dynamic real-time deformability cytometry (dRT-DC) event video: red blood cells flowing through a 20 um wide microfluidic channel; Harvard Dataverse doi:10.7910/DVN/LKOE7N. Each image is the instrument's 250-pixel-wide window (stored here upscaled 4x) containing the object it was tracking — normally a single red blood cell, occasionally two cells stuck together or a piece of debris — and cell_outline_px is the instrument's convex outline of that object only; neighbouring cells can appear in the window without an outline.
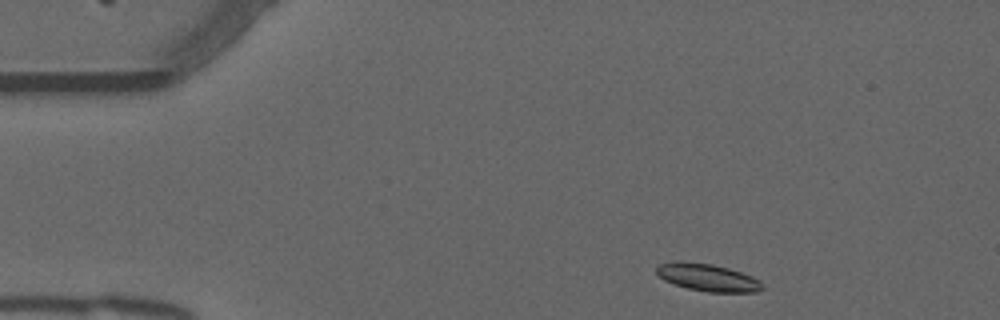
{"species": "common noctule bat (a hibernating species)", "species_latin": "Nyctalus noctula", "temperature_condition": "warm", "stored_images_in_passage": 48, "camera_frame_rate_fps": 3000, "um_per_image_px": 0.085, "animal": {"sex": "male", "forearm_length_mm": 52.5}, "frame": {"image": 1, "passage_image": 2, "time_ms": 0.333, "image_size_px": [1000, 320], "cell_outline_px": [[764, 288], [756, 292], [708, 292], [688, 288], [664, 280], [656, 272], [656, 268], [660, 264], [676, 260], [680, 260], [712, 264], [728, 268], [752, 276], [760, 280], [764, 284]], "centroid_in_image_um": [60.17, 23.57], "position_along_channel_um": 24.8, "area_um2": 16.94}}
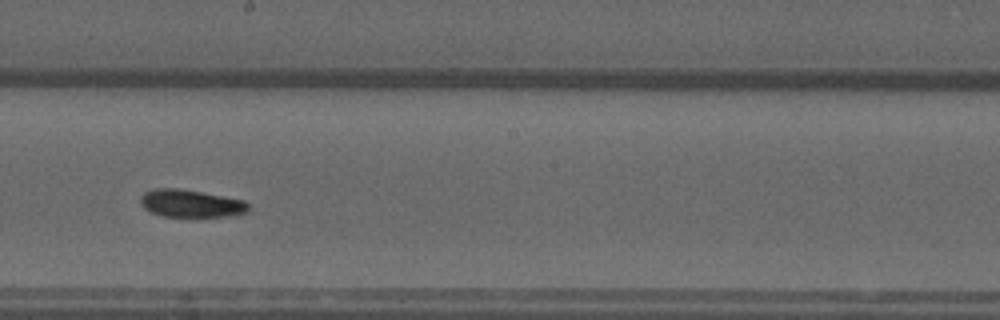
{"frame": {"image": 2, "passage_image": 24, "time_ms": 7.667, "image_size_px": [1000, 320], "cell_outline_px": [[252, 208], [248, 212], [236, 216], [160, 216], [144, 208], [140, 204], [140, 196], [144, 192], [156, 188], [176, 188], [200, 192], [244, 200]], "centroid_in_image_um": [16.24, 17.3], "position_along_channel_um": 232.0, "area_um2": 17.4}}
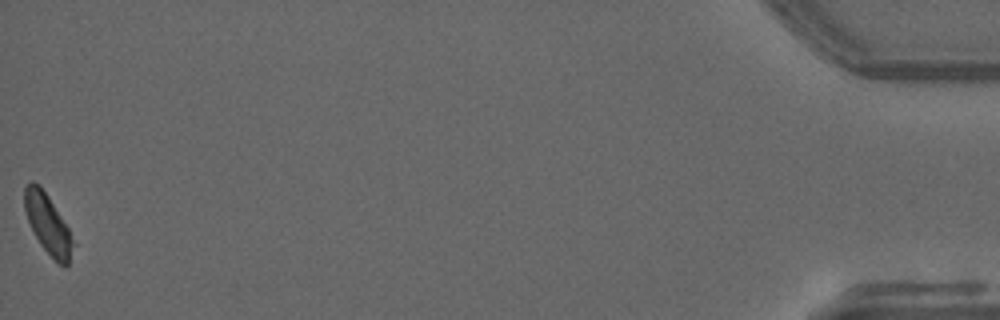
{"frame": {"image": 3, "passage_image": 48, "time_ms": 15.667, "image_size_px": [1000, 320], "cell_outline_px": [[76, 244], [68, 264], [64, 268], [40, 244], [28, 220], [24, 208], [24, 188], [28, 180], [32, 180], [40, 184], [48, 196], [68, 228]], "centroid_in_image_um": [4.07, 19.01], "position_along_channel_um": 431.1, "area_um2": 16.76}, "authors_computed_cell_mechanics": {"area_um2": 17.4845, "velocity_mm_per_s": 3.7827, "shape_relaxation_time_tau1_ms": 7.271, "shape_relaxation_time_tau2_ms": null, "deformation_change_tau1": 0.1719, "deformation_change_tau2": null}}